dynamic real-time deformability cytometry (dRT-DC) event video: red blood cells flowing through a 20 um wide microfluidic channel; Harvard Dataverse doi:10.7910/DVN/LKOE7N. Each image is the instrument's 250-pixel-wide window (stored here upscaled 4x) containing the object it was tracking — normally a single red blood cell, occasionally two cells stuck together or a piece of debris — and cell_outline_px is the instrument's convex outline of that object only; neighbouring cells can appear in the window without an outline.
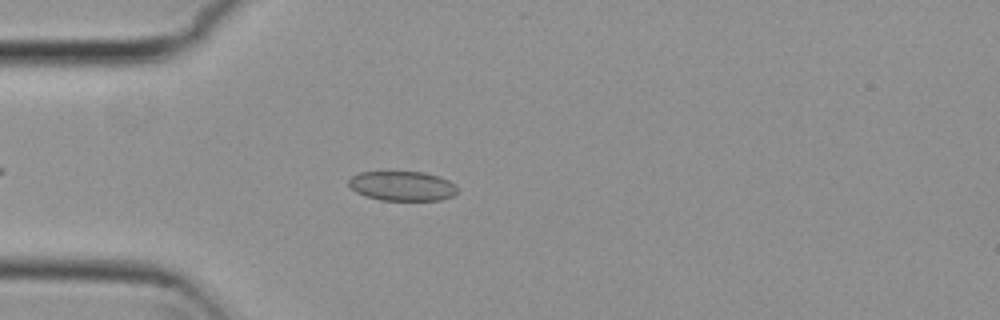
{"species": "common noctule bat (a hibernating species)", "species_latin": "Nyctalus noctula", "temperature_condition": "cold", "stored_images_in_passage": 47, "camera_frame_rate_fps": 3000, "um_per_image_px": 0.085, "animal": {"sex": "female", "body_mass_g": 29.2, "forearm_length_mm": 56.3}, "frame": {"image": 1, "passage_image": 8, "time_ms": 2.333, "image_size_px": [1000, 320], "cell_outline_px": [[456, 192], [452, 196], [440, 200], [380, 200], [364, 196], [356, 192], [348, 184], [348, 180], [352, 176], [360, 172], [424, 172], [440, 176], [448, 180], [456, 188]], "centroid_in_image_um": [34.16, 15.81], "position_along_channel_um": 50.8, "area_um2": 18.67}}
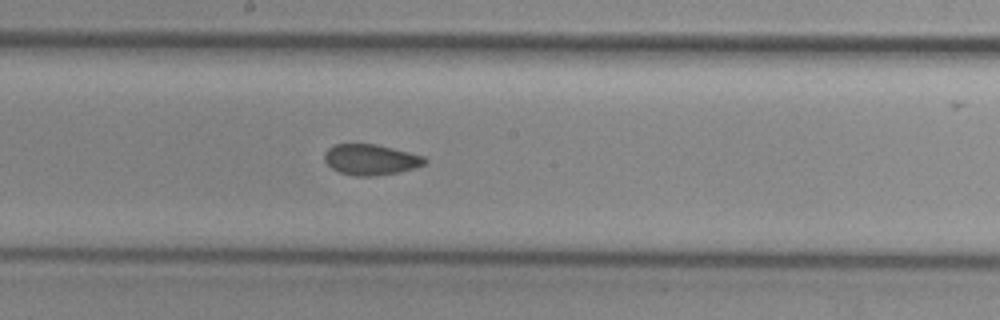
{"frame": {"image": 2, "passage_image": 22, "time_ms": 7.0, "image_size_px": [1000, 320], "cell_outline_px": [[428, 160], [424, 164], [416, 168], [400, 172], [376, 176], [356, 176], [340, 172], [332, 168], [324, 160], [324, 152], [328, 148], [336, 144], [376, 144], [424, 156]], "centroid_in_image_um": [31.52, 13.57], "position_along_channel_um": 216.7, "area_um2": 17.98}}
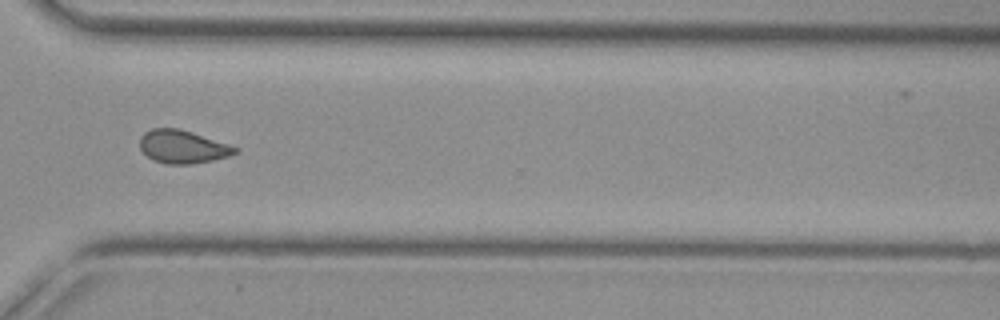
{"frame": {"image": 3, "passage_image": 33, "time_ms": 10.667, "image_size_px": [1000, 320], "cell_outline_px": [[240, 152], [228, 156], [212, 160], [192, 164], [168, 164], [152, 160], [140, 148], [140, 136], [144, 132], [152, 128], [180, 128], [240, 148]], "centroid_in_image_um": [15.53, 12.47], "position_along_channel_um": 355.1, "area_um2": 18.44}, "authors_computed_cell_mechanics": {"area_um2": 18.4382, "velocity_mm_per_s": 3.7706, "shape_relaxation_time_tau1_ms": null, "shape_relaxation_time_tau2_ms": 2.8162, "deformation_change_tau1": null, "deformation_change_tau2": 0.0716}}